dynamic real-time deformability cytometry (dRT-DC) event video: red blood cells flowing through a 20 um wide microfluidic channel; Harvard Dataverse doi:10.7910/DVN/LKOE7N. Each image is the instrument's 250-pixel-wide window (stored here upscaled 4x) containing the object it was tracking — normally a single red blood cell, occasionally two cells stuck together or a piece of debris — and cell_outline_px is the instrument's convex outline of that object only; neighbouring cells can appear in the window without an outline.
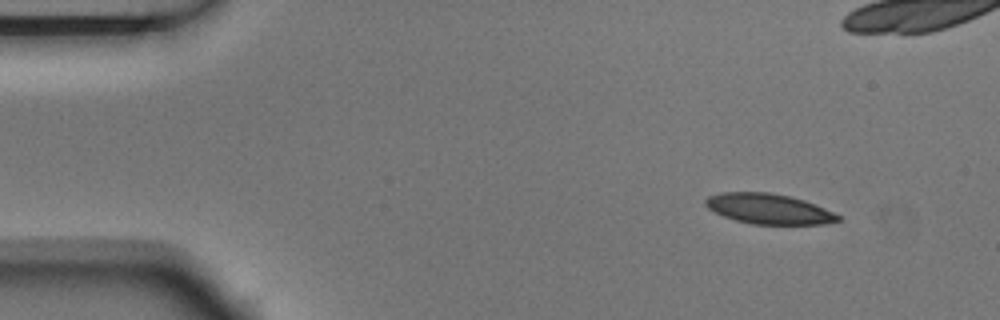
{"species": "Egyptian fruit bat (a non-hibernating species)", "species_latin": "Rousettus aegyptiacus", "temperature_condition": "room temperature", "stored_images_in_passage": 5, "camera_frame_rate_fps": 3000, "um_per_image_px": 0.085, "animal": {"sex": "male"}, "frame": {"image": 1, "passage_image": 1, "time_ms": 0.0, "image_size_px": [1000, 320], "cell_outline_px": [[840, 220], [824, 224], [752, 224], [736, 220], [724, 216], [708, 208], [704, 204], [704, 200], [708, 196], [720, 192], [768, 192], [792, 196], [804, 200], [824, 208], [840, 216]], "centroid_in_image_um": [65.32, 17.74], "position_along_channel_um": 19.7, "area_um2": 23.29}}